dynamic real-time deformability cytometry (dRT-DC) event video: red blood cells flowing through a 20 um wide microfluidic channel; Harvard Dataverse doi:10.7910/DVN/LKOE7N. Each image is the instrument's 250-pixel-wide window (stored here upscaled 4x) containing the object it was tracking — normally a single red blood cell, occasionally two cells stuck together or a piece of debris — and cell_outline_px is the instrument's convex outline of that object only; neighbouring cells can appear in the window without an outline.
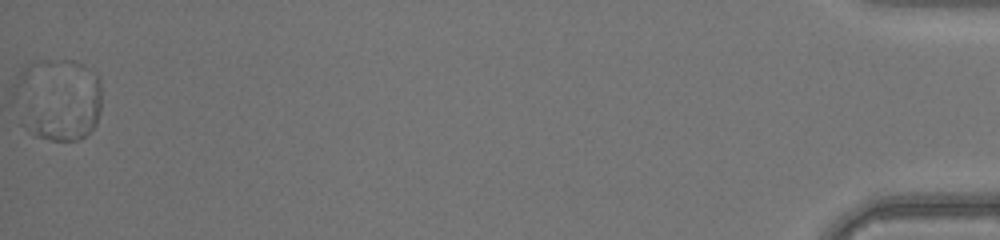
{"species": "human", "species_latin": "Homo sapiens", "temperature_condition": "warm", "stored_images_in_passage": 47, "segment_of_instrument_passage": [2, 2], "camera_frame_rate_fps": 3000, "um_per_image_px": 0.085, "donor": {"sex": "male"}, "frame": {"image": 1, "passage_image": 47, "time_ms": 15.333, "image_size_px": [1000, 240], "cell_outline_px": [[100, 112], [96, 124], [80, 140], [52, 140], [32, 136], [20, 124], [96, 76], [100, 80]], "centroid_in_image_um": [5.81, 9.76], "position_along_channel_um": 429.4, "area_um2": 21.04}}